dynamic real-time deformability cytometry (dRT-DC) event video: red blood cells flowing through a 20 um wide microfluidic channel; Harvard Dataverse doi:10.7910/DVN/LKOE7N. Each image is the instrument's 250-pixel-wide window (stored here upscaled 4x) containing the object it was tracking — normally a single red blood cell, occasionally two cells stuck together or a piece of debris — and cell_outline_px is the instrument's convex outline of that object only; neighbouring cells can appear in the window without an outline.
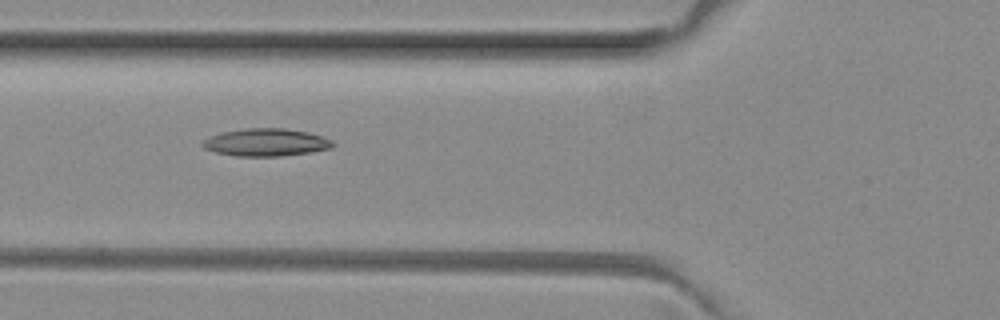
{"species": "common noctule bat (a hibernating species)", "species_latin": "Nyctalus noctula", "temperature_condition": "room temperature", "stored_images_in_passage": 6, "camera_frame_rate_fps": 3000, "um_per_image_px": 0.085, "animal": {"sex": "female", "body_mass_g": 29.2, "forearm_length_mm": 56.3}, "frame": {"image": 1, "passage_image": 6, "time_ms": 1.667, "image_size_px": [1000, 320], "cell_outline_px": [[336, 144], [332, 148], [308, 152], [280, 156], [236, 156], [216, 152], [204, 148], [200, 144], [208, 136], [220, 132], [244, 128], [284, 128], [308, 132], [324, 136], [332, 140]], "centroid_in_image_um": [22.6, 12.09], "position_along_channel_um": 103.2, "area_um2": 21.1}}